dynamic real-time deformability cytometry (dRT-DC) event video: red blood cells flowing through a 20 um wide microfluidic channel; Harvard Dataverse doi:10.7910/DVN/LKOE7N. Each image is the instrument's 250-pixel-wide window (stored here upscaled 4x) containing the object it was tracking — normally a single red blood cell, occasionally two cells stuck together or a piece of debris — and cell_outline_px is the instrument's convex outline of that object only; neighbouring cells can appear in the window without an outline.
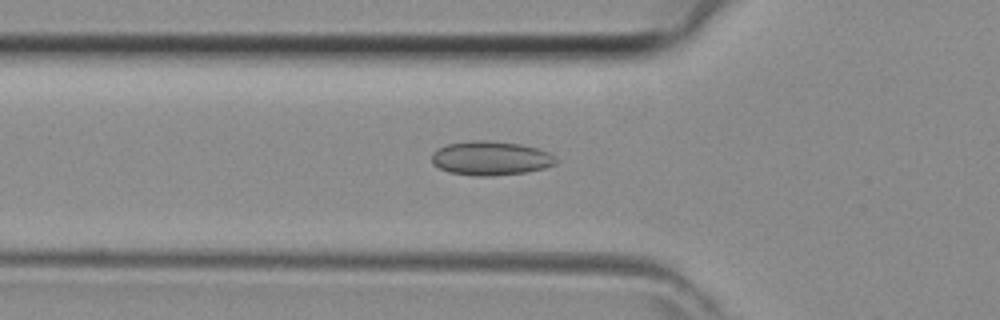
{"species": "common noctule bat (a hibernating species)", "species_latin": "Nyctalus noctula", "temperature_condition": "room temperature", "stored_images_in_passage": 14, "camera_frame_rate_fps": 3000, "um_per_image_px": 0.085, "animal": {"sex": "female", "body_mass_g": 29.2, "forearm_length_mm": 56.3}, "frame": {"image": 1, "passage_image": 13, "time_ms": 4.0, "image_size_px": [1000, 320], "cell_outline_px": [[556, 164], [544, 168], [524, 172], [492, 176], [476, 176], [448, 172], [432, 164], [432, 152], [448, 144], [472, 140], [484, 140], [520, 144], [536, 148], [548, 152], [556, 160]], "centroid_in_image_um": [41.68, 13.45], "position_along_channel_um": 84.1, "area_um2": 24.45}}